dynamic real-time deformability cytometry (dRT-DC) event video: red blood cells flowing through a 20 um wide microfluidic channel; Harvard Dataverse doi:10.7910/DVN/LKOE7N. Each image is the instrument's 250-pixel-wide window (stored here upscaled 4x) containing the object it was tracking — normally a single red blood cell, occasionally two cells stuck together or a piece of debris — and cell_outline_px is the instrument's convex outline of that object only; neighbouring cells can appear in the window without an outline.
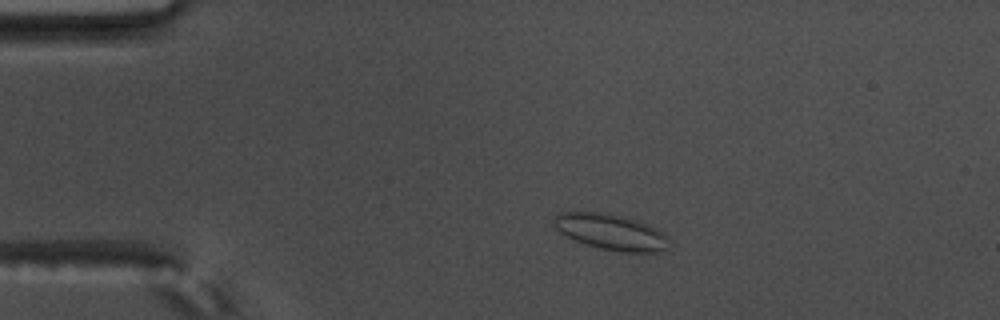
{"species": "common noctule bat (a hibernating species)", "species_latin": "Nyctalus noctula", "temperature_condition": "warm", "stored_images_in_passage": 54, "camera_frame_rate_fps": 3000, "um_per_image_px": 0.085, "animal": {"sex": "male", "body_mass_g": 17.5, "forearm_length_mm": 52.3}, "frame": {"image": 1, "passage_image": 7, "time_ms": 2.0, "image_size_px": [1000, 320], "cell_outline_px": [[668, 248], [660, 252], [624, 252], [600, 248], [576, 240], [560, 232], [552, 224], [552, 220], [560, 212], [604, 212], [624, 216], [648, 224], [656, 228], [668, 236]], "centroid_in_image_um": [51.95, 19.7], "position_along_channel_um": 33.0, "area_um2": 23.99}}
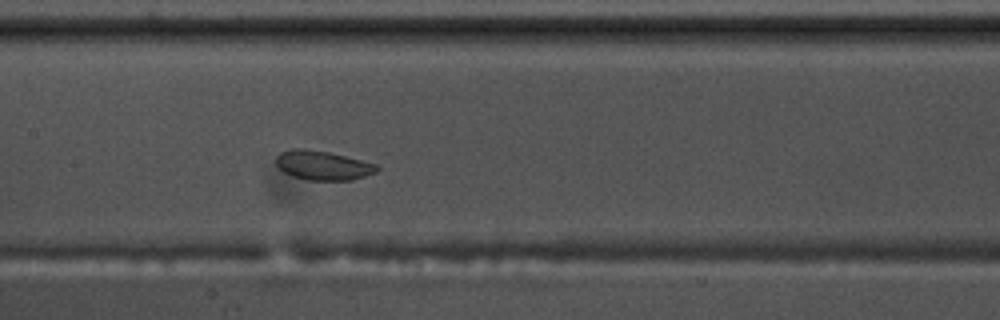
{"frame": {"image": 2, "passage_image": 24, "time_ms": 7.667, "image_size_px": [1000, 320], "cell_outline_px": [[380, 168], [376, 172], [352, 180], [308, 180], [292, 176], [284, 172], [276, 164], [276, 156], [280, 152], [292, 148], [304, 148], [328, 152], [376, 164]], "centroid_in_image_um": [27.41, 14.05], "position_along_channel_um": 180.0, "area_um2": 17.11}}
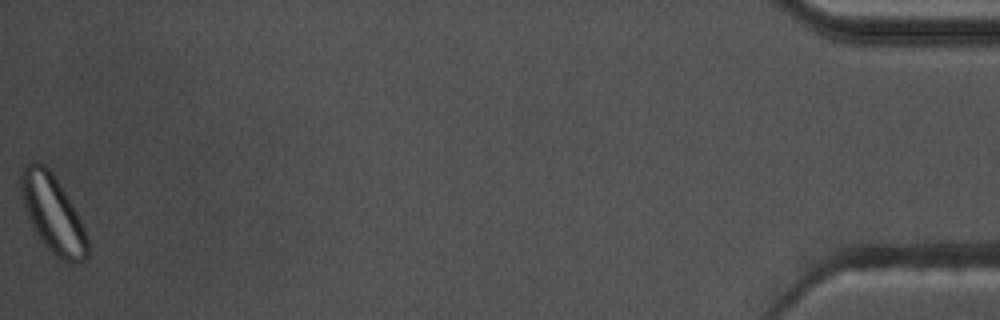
{"frame": {"image": 3, "passage_image": 54, "time_ms": 17.667, "image_size_px": [1000, 320], "cell_outline_px": [[88, 256], [84, 260], [76, 264], [60, 260], [44, 244], [32, 228], [20, 192], [20, 168], [32, 160], [36, 160], [44, 164], [52, 172], [80, 216], [88, 236]], "centroid_in_image_um": [4.49, 18.16], "position_along_channel_um": 430.7, "area_um2": 30.46}, "authors_computed_cell_mechanics": {"area_um2": 20.8947, "velocity_mm_per_s": 3.4839, "shape_relaxation_time_tau1_ms": 1.9185, "shape_relaxation_time_tau2_ms": 3.1396, "deformation_change_tau1": 0.0618, "deformation_change_tau2": 0.0776}}